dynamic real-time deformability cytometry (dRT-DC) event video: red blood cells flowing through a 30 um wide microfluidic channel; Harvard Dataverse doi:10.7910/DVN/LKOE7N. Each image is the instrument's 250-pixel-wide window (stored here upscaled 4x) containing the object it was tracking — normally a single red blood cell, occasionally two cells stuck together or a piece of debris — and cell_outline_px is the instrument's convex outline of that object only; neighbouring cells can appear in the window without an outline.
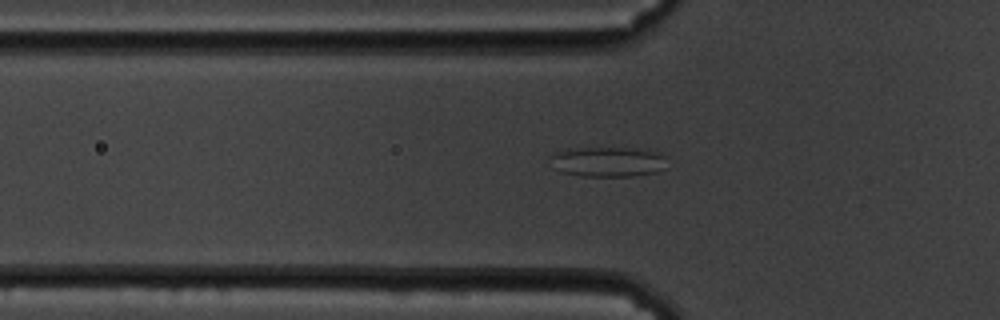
{"species": "common noctule bat (a hibernating species)", "species_latin": "Nyctalus noctula", "temperature_condition": "cold", "stored_images_in_passage": 54, "segment_of_instrument_passage": [1, 2], "camera_frame_rate_fps": 3000, "um_per_image_px": 0.085, "animal": {"sex": "male", "body_mass_g": 19.5, "forearm_length_mm": 54.6}, "frame": {"image": 1, "passage_image": 14, "time_ms": 4.333, "image_size_px": [1000, 320], "cell_outline_px": [[664, 168], [656, 172], [632, 176], [584, 176], [560, 172], [552, 168], [548, 156], [552, 152], [568, 148], [636, 148], [660, 152], [664, 156]], "centroid_in_image_um": [51.57, 13.74], "position_along_channel_um": 74.2, "area_um2": 20.75}}
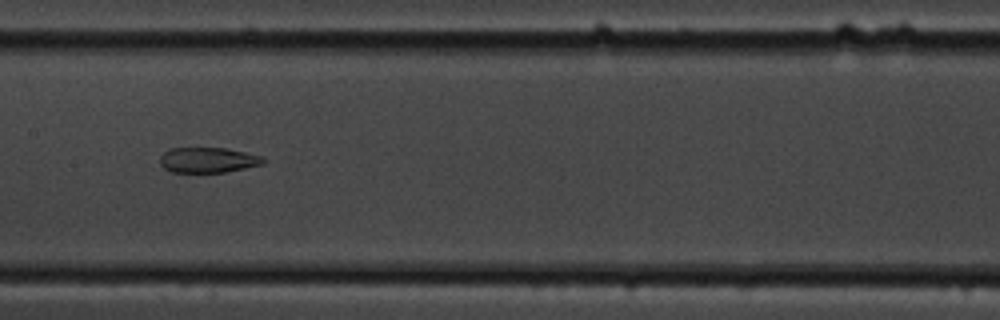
{"frame": {"image": 2, "passage_image": 24, "time_ms": 7.667, "image_size_px": [1000, 320], "cell_outline_px": [[268, 160], [264, 164], [224, 172], [172, 172], [164, 168], [160, 164], [160, 156], [168, 148], [228, 148], [264, 156]], "centroid_in_image_um": [17.72, 13.59], "position_along_channel_um": 189.7, "area_um2": 15.43}}
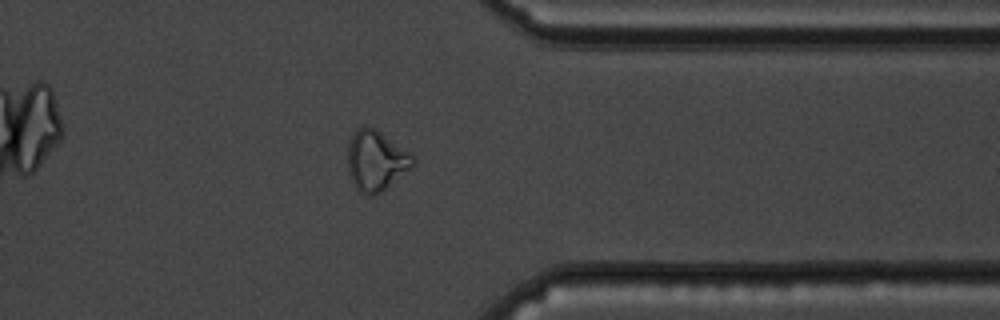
{"frame": {"image": 3, "passage_image": 41, "time_ms": 13.333, "image_size_px": [1000, 320], "cell_outline_px": [[416, 164], [412, 168], [380, 192], [372, 196], [364, 196], [352, 184], [348, 172], [348, 144], [356, 128], [364, 124], [376, 128], [412, 152], [416, 160]], "centroid_in_image_um": [31.98, 13.63], "position_along_channel_um": 379.4, "area_um2": 23.58}}